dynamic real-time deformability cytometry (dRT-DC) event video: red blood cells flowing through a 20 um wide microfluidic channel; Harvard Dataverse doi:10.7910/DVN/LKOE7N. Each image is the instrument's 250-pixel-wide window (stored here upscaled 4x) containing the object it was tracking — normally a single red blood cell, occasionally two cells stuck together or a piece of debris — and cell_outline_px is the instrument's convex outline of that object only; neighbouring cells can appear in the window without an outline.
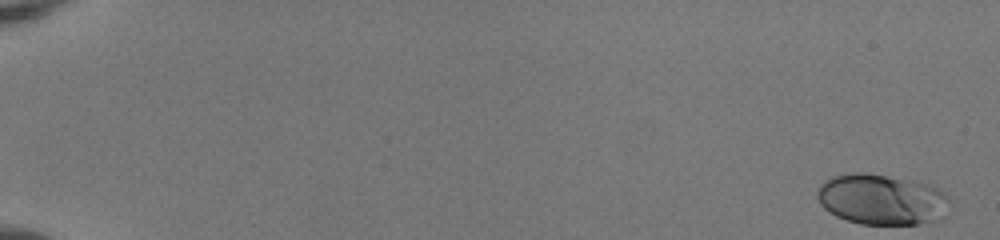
{"species": "human", "species_latin": "Homo sapiens", "temperature_condition": "room temperature", "stored_images_in_passage": 53, "camera_frame_rate_fps": 3000, "um_per_image_px": 0.085, "donor": {"sex": "female"}, "frame": {"image": 1, "passage_image": 1, "time_ms": 0.0, "image_size_px": [1000, 240], "cell_outline_px": [[948, 200], [936, 216], [916, 224], [860, 224], [836, 216], [828, 212], [820, 204], [816, 196], [816, 192], [820, 184], [824, 180], [832, 176], [856, 172], [864, 172], [912, 180], [936, 188], [944, 192]], "centroid_in_image_um": [74.76, 16.92], "position_along_channel_um": 10.2, "area_um2": 38.09}}
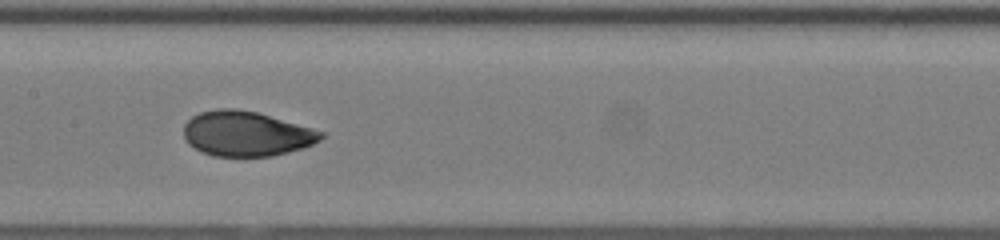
{"frame": {"image": 2, "passage_image": 29, "time_ms": 9.333, "image_size_px": [1000, 240], "cell_outline_px": [[324, 136], [320, 140], [312, 144], [288, 152], [272, 156], [212, 156], [200, 152], [188, 144], [184, 136], [184, 124], [192, 116], [200, 112], [220, 108], [236, 108], [256, 112], [312, 128], [324, 132]], "centroid_in_image_um": [20.9, 11.37], "position_along_channel_um": 186.5, "area_um2": 35.89}}
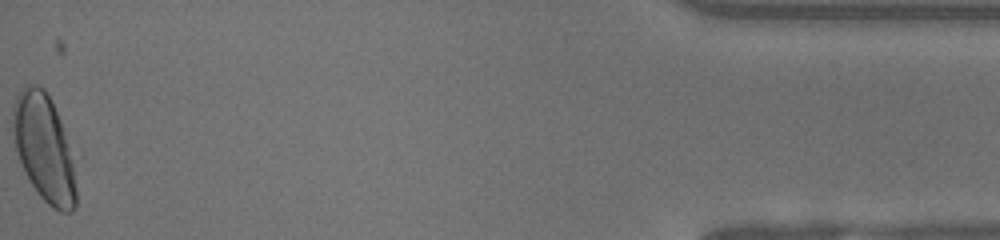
{"frame": {"image": 3, "passage_image": 53, "time_ms": 17.333, "image_size_px": [1000, 240], "cell_outline_px": [[76, 208], [72, 212], [60, 212], [52, 208], [36, 192], [24, 172], [16, 148], [12, 128], [12, 104], [16, 96], [24, 84], [36, 84], [44, 88], [52, 100], [60, 120], [64, 132], [72, 164], [76, 188]], "centroid_in_image_um": [3.71, 12.56], "position_along_channel_um": 431.5, "area_um2": 39.3}, "authors_computed_cell_mechanics": {"area_um2": 36.0094, "velocity_mm_per_s": 4.0251, "shape_relaxation_time_tau1_ms": 3.9166, "shape_relaxation_time_tau2_ms": null, "deformation_change_tau1": 0.1762, "deformation_change_tau2": null}}